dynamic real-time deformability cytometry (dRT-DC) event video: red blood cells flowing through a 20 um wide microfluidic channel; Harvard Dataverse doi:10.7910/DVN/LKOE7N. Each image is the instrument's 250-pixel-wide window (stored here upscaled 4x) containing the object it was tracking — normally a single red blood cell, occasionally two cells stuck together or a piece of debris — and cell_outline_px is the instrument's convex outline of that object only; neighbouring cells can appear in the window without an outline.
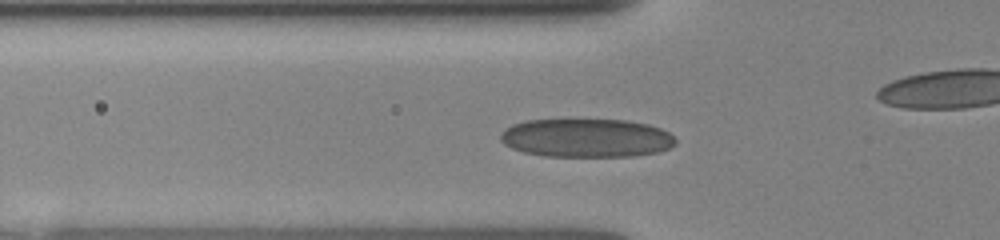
{"species": "human", "species_latin": "Homo sapiens", "temperature_condition": "room temperature", "stored_images_in_passage": 33, "camera_frame_rate_fps": 3000, "um_per_image_px": 0.085, "donor": {"sex": "female"}, "frame": {"image": 1, "passage_image": 10, "time_ms": 3.0, "image_size_px": [1000, 240], "cell_outline_px": [[676, 144], [660, 152], [632, 156], [544, 156], [524, 152], [512, 148], [504, 144], [500, 140], [500, 136], [512, 124], [524, 120], [628, 120], [648, 124], [660, 128], [668, 132], [676, 140]], "centroid_in_image_um": [49.86, 11.73], "position_along_channel_um": 75.9, "area_um2": 39.3}}
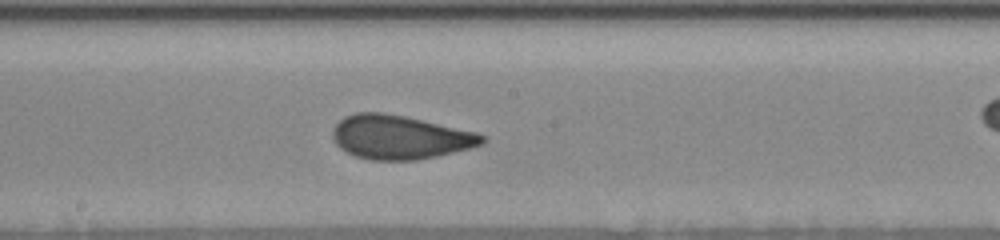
{"frame": {"image": 2, "passage_image": 20, "time_ms": 6.333, "image_size_px": [1000, 240], "cell_outline_px": [[484, 144], [472, 148], [436, 156], [416, 160], [372, 160], [356, 156], [340, 148], [336, 144], [332, 136], [332, 128], [344, 116], [356, 112], [384, 112], [404, 116], [476, 132], [484, 136]], "centroid_in_image_um": [33.96, 11.66], "position_along_channel_um": 214.2, "area_um2": 38.15}}
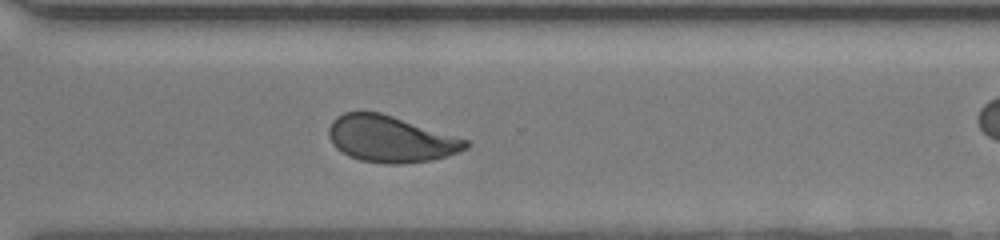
{"frame": {"image": 3, "passage_image": 29, "time_ms": 9.333, "image_size_px": [1000, 240], "cell_outline_px": [[468, 148], [460, 152], [432, 160], [404, 164], [388, 164], [360, 160], [348, 156], [336, 148], [332, 144], [328, 136], [328, 128], [332, 120], [336, 116], [344, 112], [380, 112], [468, 140]], "centroid_in_image_um": [33.16, 11.82], "position_along_channel_um": 337.4, "area_um2": 37.05}}